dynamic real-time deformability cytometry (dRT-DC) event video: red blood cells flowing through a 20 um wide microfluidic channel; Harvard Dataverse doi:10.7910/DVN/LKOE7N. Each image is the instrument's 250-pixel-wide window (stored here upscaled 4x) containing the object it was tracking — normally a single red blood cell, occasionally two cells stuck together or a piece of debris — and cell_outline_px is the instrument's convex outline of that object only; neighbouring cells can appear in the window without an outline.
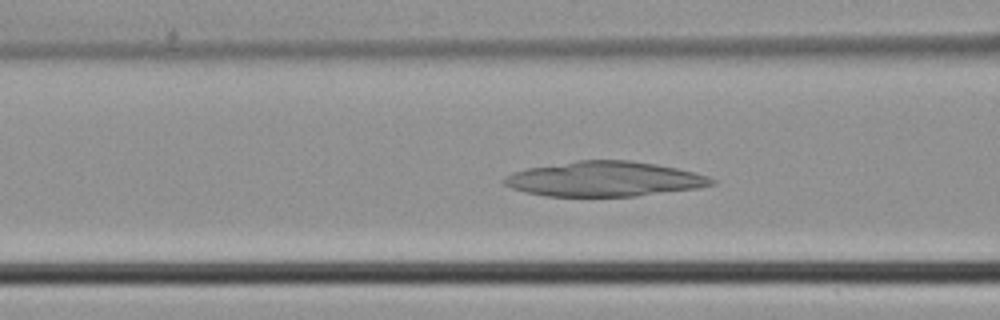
{"species": "common noctule bat (a hibernating species)", "species_latin": "Nyctalus noctula", "temperature_condition": "cold", "stored_images_in_passage": 37, "camera_frame_rate_fps": 3000, "um_per_image_px": 0.085, "animal": {"sex": "male", "body_mass_g": 21.5, "forearm_length_mm": 52.0}, "frame": {"image": 1, "passage_image": 18, "time_ms": 5.667, "image_size_px": [1000, 320], "cell_outline_px": [[716, 184], [700, 188], [636, 196], [544, 196], [524, 192], [512, 188], [504, 184], [500, 180], [512, 172], [528, 168], [576, 160], [628, 160], [656, 164], [676, 168], [708, 176], [716, 180]], "centroid_in_image_um": [51.37, 15.22], "position_along_channel_um": 115.2, "area_um2": 42.37}}
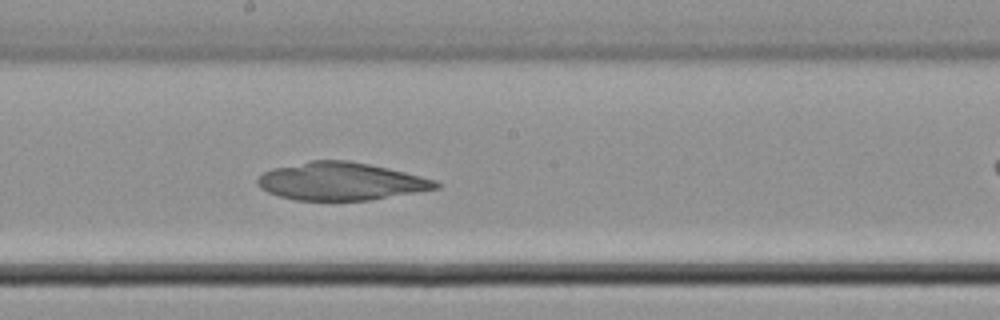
{"frame": {"image": 2, "passage_image": 25, "time_ms": 8.0, "image_size_px": [1000, 320], "cell_outline_px": [[444, 184], [440, 188], [368, 200], [296, 200], [280, 196], [268, 192], [260, 188], [256, 184], [256, 180], [264, 172], [272, 168], [312, 160], [348, 160], [388, 168], [436, 180]], "centroid_in_image_um": [28.98, 15.41], "position_along_channel_um": 219.2, "area_um2": 39.13}}
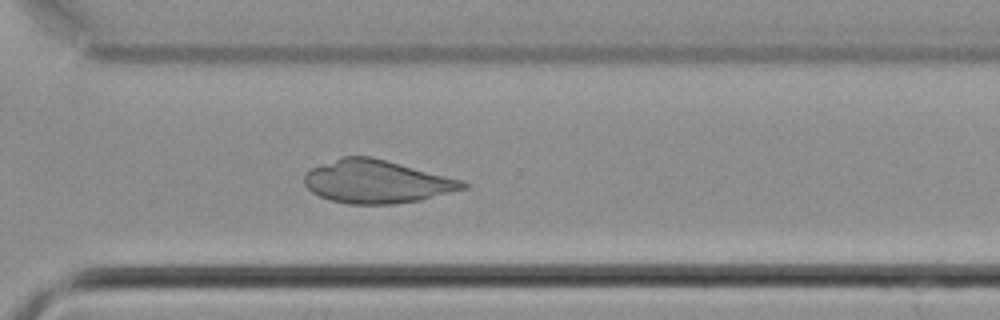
{"frame": {"image": 3, "passage_image": 33, "time_ms": 10.667, "image_size_px": [1000, 320], "cell_outline_px": [[468, 188], [420, 200], [392, 204], [348, 204], [332, 200], [320, 196], [312, 192], [304, 184], [304, 176], [312, 168], [344, 156], [368, 156], [384, 160], [460, 180], [468, 184]], "centroid_in_image_um": [32.0, 15.45], "position_along_channel_um": 338.6, "area_um2": 39.02}}